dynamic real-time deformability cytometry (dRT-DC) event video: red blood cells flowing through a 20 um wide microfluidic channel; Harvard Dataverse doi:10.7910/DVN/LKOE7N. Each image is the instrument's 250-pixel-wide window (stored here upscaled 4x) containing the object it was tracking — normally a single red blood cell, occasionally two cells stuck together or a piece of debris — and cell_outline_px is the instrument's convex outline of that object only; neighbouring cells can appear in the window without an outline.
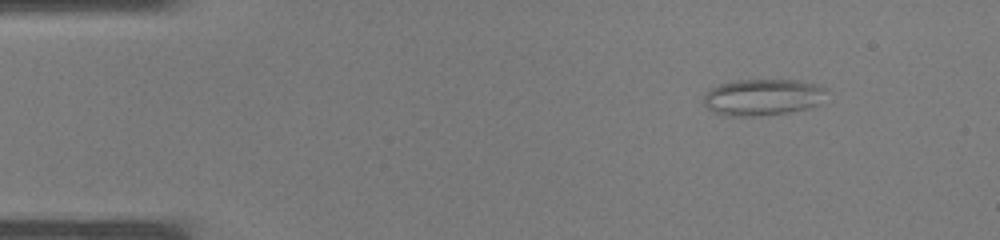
{"species": "common noctule bat (a hibernating species)", "species_latin": "Nyctalus noctula", "temperature_condition": "warm", "stored_images_in_passage": 34, "camera_frame_rate_fps": 3000, "um_per_image_px": 0.085, "animal": {"sex": "male", "body_mass_g": 19.0, "forearm_length_mm": 50.8}, "frame": {"image": 1, "passage_image": 1, "time_ms": 0.0, "image_size_px": [1000, 240], "cell_outline_px": [[828, 88], [820, 104], [808, 108], [792, 112], [760, 116], [728, 116], [712, 112], [704, 104], [704, 96], [712, 88], [720, 84], [736, 80], [800, 80], [820, 84]], "centroid_in_image_um": [64.89, 8.26], "position_along_channel_um": 20.1, "area_um2": 26.47}}
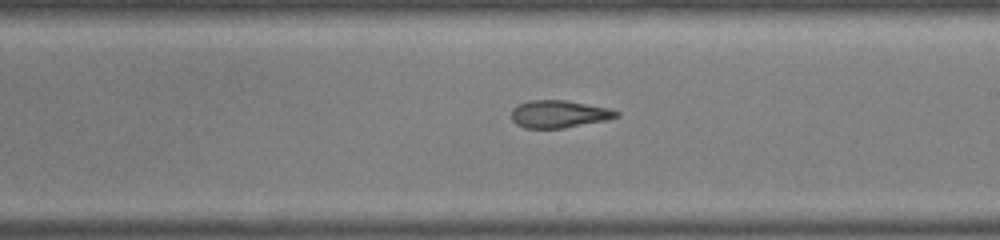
{"frame": {"image": 2, "passage_image": 18, "time_ms": 5.667, "image_size_px": [1000, 240], "cell_outline_px": [[620, 116], [608, 120], [564, 128], [524, 128], [516, 124], [512, 120], [512, 108], [528, 100], [564, 100], [608, 108], [620, 112]], "centroid_in_image_um": [47.52, 9.7], "position_along_channel_um": 241.5, "area_um2": 16.82}}
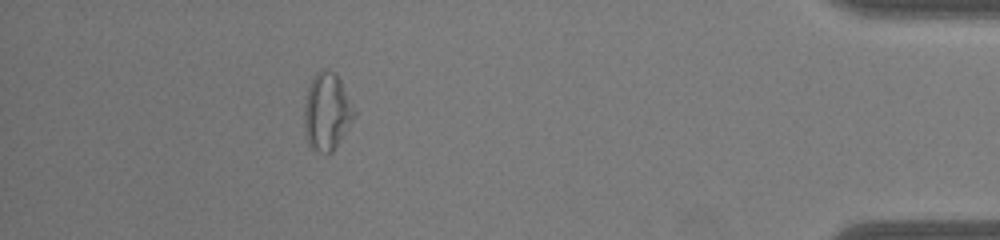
{"frame": {"image": 3, "passage_image": 30, "time_ms": 9.667, "image_size_px": [1000, 240], "cell_outline_px": [[356, 116], [332, 152], [316, 152], [308, 144], [304, 128], [304, 104], [308, 84], [312, 76], [316, 72], [324, 68], [336, 72], [356, 108]], "centroid_in_image_um": [27.79, 9.44], "position_along_channel_um": 407.4, "area_um2": 23.0}}